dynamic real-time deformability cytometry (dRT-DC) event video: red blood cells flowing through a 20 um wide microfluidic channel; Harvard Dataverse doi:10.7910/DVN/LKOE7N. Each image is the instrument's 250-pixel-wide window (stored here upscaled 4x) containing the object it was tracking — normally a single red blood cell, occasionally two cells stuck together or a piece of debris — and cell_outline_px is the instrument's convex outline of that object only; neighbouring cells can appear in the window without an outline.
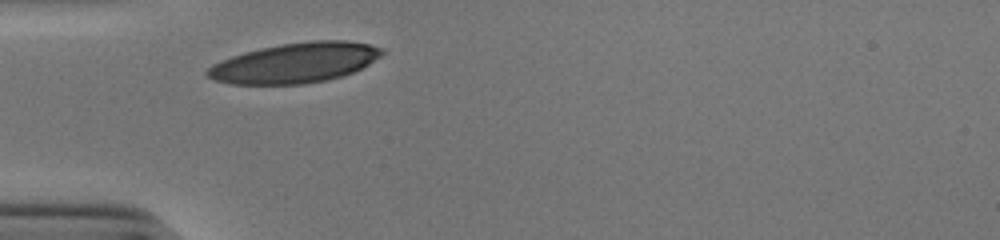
{"species": "human", "species_latin": "Homo sapiens", "temperature_condition": "cold", "stored_images_in_passage": 26, "camera_frame_rate_fps": 3000, "um_per_image_px": 0.085, "donor": {"sex": "male"}, "frame": {"image": 1, "passage_image": 1, "time_ms": 0.0, "image_size_px": [1000, 240], "cell_outline_px": [[384, 52], [380, 56], [368, 64], [344, 76], [328, 80], [304, 84], [232, 84], [212, 80], [204, 72], [212, 64], [220, 60], [244, 52], [260, 48], [280, 44], [308, 40], [348, 40], [368, 44], [384, 48]], "centroid_in_image_um": [25.06, 5.34], "position_along_channel_um": 59.9, "area_um2": 40.98}}
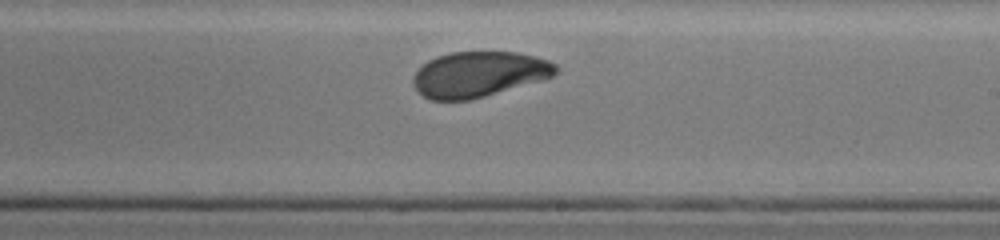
{"frame": {"image": 2, "passage_image": 16, "time_ms": 5.0, "image_size_px": [1000, 240], "cell_outline_px": [[560, 68], [552, 76], [544, 80], [484, 96], [468, 100], [432, 100], [424, 96], [412, 84], [412, 76], [428, 60], [436, 56], [452, 52], [516, 52], [536, 56], [548, 60], [556, 64]], "centroid_in_image_um": [40.73, 6.3], "position_along_channel_um": 248.3, "area_um2": 37.8}}
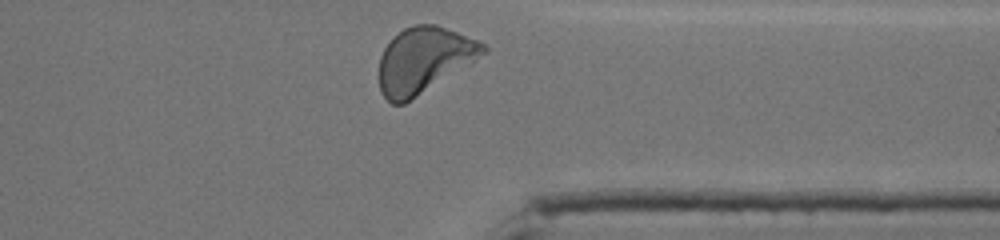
{"frame": {"image": 3, "passage_image": 26, "time_ms": 8.333, "image_size_px": [1000, 240], "cell_outline_px": [[488, 48], [472, 64], [404, 104], [392, 104], [380, 92], [380, 56], [384, 48], [392, 36], [404, 28], [416, 24], [436, 24], [476, 40], [484, 44]], "centroid_in_image_um": [36.02, 5.11], "position_along_channel_um": 375.4, "area_um2": 39.82}, "authors_computed_cell_mechanics": {"area_um2": 38.9572, "velocity_mm_per_s": 3.8762, "shape_relaxation_time_tau1_ms": 2.5486, "shape_relaxation_time_tau2_ms": 1.2854, "deformation_change_tau1": 0.1449, "deformation_change_tau2": 0.0673}}